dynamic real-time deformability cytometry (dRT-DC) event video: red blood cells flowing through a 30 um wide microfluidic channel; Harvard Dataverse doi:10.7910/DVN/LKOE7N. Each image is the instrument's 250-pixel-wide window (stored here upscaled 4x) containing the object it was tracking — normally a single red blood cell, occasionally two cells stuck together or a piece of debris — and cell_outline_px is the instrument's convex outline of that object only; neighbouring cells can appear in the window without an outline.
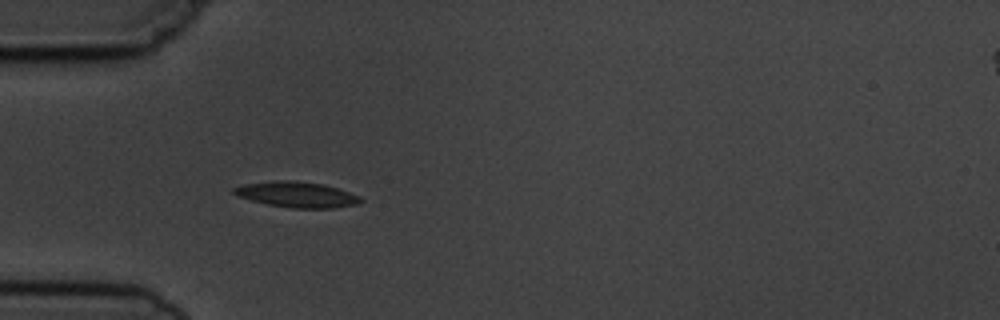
{"species": "common noctule bat (a hibernating species)", "species_latin": "Nyctalus noctula", "temperature_condition": "cold", "stored_images_in_passage": 5, "camera_frame_rate_fps": 3000, "um_per_image_px": 0.085, "animal": {"sex": "male", "body_mass_g": 19.5, "forearm_length_mm": 54.6}, "frame": {"image": 1, "passage_image": 2, "time_ms": 1.0, "image_size_px": [1000, 320], "cell_outline_px": [[364, 200], [360, 204], [336, 208], [292, 208], [268, 204], [236, 196], [232, 192], [232, 188], [244, 184], [280, 180], [284, 180], [324, 184], [360, 196]], "centroid_in_image_um": [25.25, 16.55], "position_along_channel_um": 59.7, "area_um2": 18.84}}
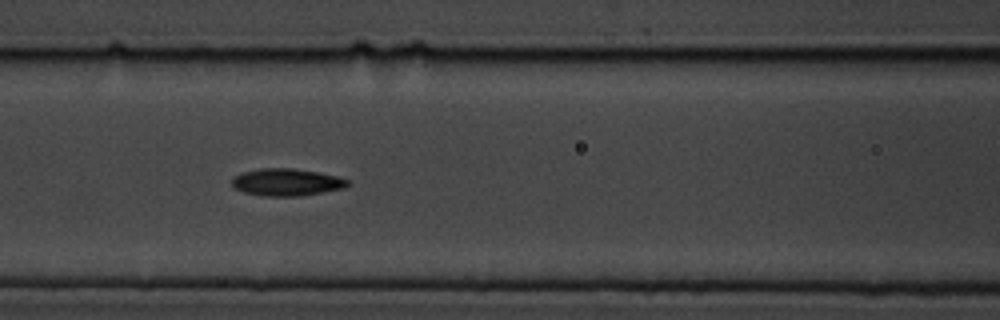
{"frame": {"image": 2, "passage_image": 4, "time_ms": 3.333, "image_size_px": [1000, 320], "cell_outline_px": [[348, 184], [344, 188], [324, 192], [300, 196], [264, 196], [244, 192], [236, 188], [232, 184], [232, 180], [236, 176], [244, 172], [260, 168], [292, 168], [316, 172], [336, 176], [348, 180]], "centroid_in_image_um": [24.37, 15.49], "position_along_channel_um": 142.2, "area_um2": 18.09}}
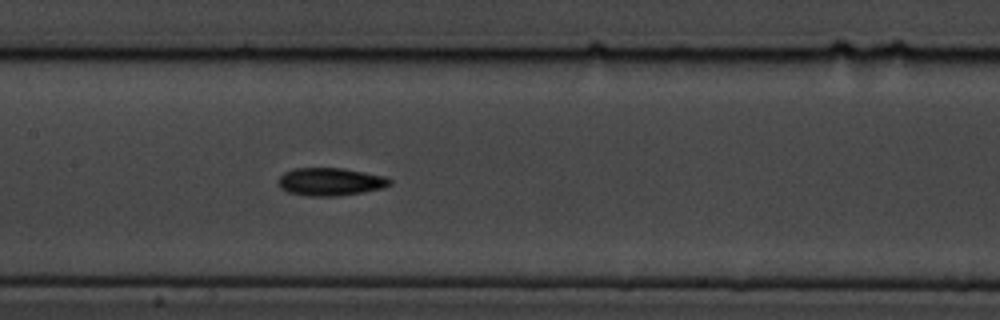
{"frame": {"image": 3, "passage_image": 5, "time_ms": 4.333, "image_size_px": [1000, 320], "cell_outline_px": [[392, 184], [384, 188], [364, 192], [336, 196], [308, 196], [288, 192], [280, 188], [276, 184], [276, 180], [284, 172], [296, 168], [344, 168], [384, 176], [392, 180]], "centroid_in_image_um": [28.06, 15.45], "position_along_channel_um": 179.3, "area_um2": 18.32}}